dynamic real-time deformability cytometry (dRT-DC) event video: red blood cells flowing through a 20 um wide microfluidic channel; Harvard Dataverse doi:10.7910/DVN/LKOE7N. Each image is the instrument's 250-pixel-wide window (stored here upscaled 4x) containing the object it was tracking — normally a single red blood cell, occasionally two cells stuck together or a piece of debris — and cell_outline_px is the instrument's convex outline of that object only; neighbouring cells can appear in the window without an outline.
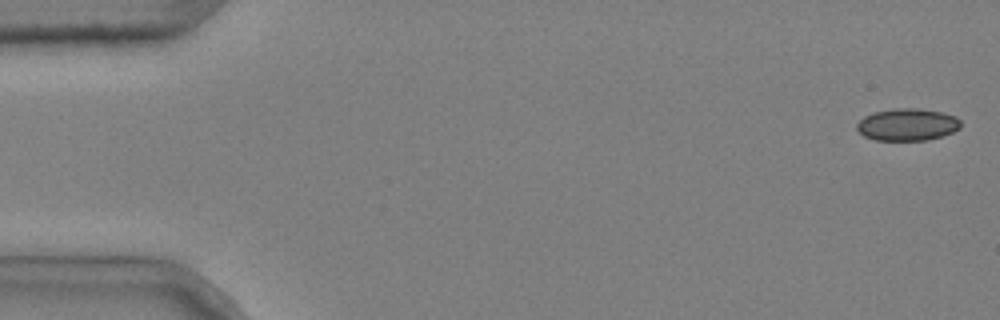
{"species": "common noctule bat (a hibernating species)", "species_latin": "Nyctalus noctula", "temperature_condition": "cold", "stored_images_in_passage": 5, "camera_frame_rate_fps": 3000, "um_per_image_px": 0.085, "animal": {"sex": "male", "body_mass_g": 20.4}, "frame": {"image": 1, "passage_image": 1, "time_ms": 0.0, "image_size_px": [1000, 320], "cell_outline_px": [[960, 128], [952, 132], [940, 136], [924, 140], [876, 140], [864, 136], [856, 128], [856, 124], [864, 116], [876, 112], [896, 108], [916, 108], [940, 112], [956, 116], [960, 120]], "centroid_in_image_um": [77.11, 10.59], "position_along_channel_um": 7.9, "area_um2": 19.25}}
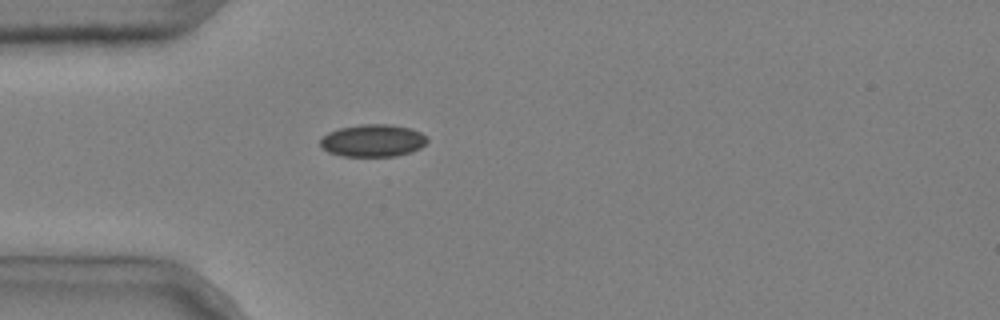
{"frame": {"image": 2, "passage_image": 5, "time_ms": 1.333, "image_size_px": [1000, 320], "cell_outline_px": [[428, 140], [420, 148], [412, 152], [396, 156], [340, 156], [328, 152], [320, 144], [320, 140], [328, 132], [340, 128], [360, 124], [388, 124], [408, 128], [420, 132], [428, 136]], "centroid_in_image_um": [31.7, 11.95], "position_along_channel_um": 53.3, "area_um2": 20.17}}